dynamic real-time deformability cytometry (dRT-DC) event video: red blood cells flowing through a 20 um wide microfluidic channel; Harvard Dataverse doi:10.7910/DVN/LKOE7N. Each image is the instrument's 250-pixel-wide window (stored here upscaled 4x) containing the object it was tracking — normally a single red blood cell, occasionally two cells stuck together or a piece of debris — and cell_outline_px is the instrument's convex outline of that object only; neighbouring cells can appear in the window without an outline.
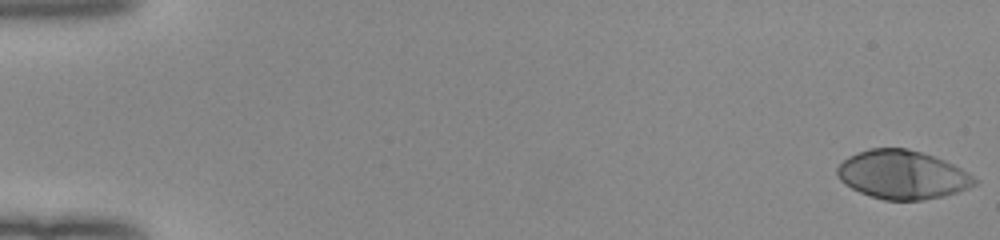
{"species": "human", "species_latin": "Homo sapiens", "temperature_condition": "room temperature", "stored_images_in_passage": 52, "camera_frame_rate_fps": 3000, "um_per_image_px": 0.085, "donor": {"sex": "female"}, "frame": {"image": 1, "passage_image": 1, "time_ms": 0.0, "image_size_px": [1000, 240], "cell_outline_px": [[980, 180], [976, 184], [968, 188], [944, 196], [920, 200], [884, 200], [860, 192], [844, 184], [840, 180], [836, 172], [836, 168], [848, 156], [856, 152], [868, 148], [908, 148], [944, 160], [968, 172]], "centroid_in_image_um": [76.7, 14.84], "position_along_channel_um": 8.3, "area_um2": 38.9}}
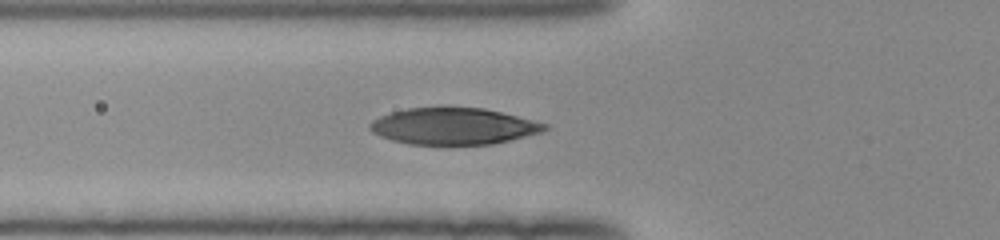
{"frame": {"image": 2, "passage_image": 20, "time_ms": 6.333, "image_size_px": [1000, 240], "cell_outline_px": [[548, 128], [544, 132], [492, 144], [408, 144], [392, 140], [380, 136], [372, 132], [368, 128], [368, 124], [372, 120], [380, 116], [392, 112], [408, 108], [484, 108], [548, 124]], "centroid_in_image_um": [38.53, 10.73], "position_along_channel_um": 87.3, "area_um2": 36.99}}
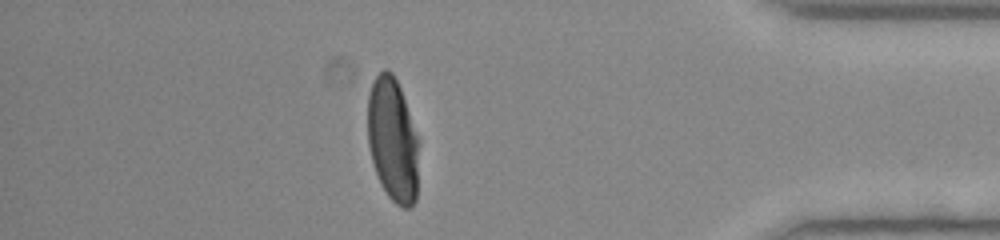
{"frame": {"image": 3, "passage_image": 46, "time_ms": 15.0, "image_size_px": [1000, 240], "cell_outline_px": [[416, 200], [408, 208], [404, 208], [396, 204], [388, 196], [380, 184], [372, 160], [368, 144], [368, 92], [372, 80], [384, 68], [388, 68], [392, 72], [400, 88], [416, 136]], "centroid_in_image_um": [33.32, 11.86], "position_along_channel_um": 401.9, "area_um2": 36.13}, "authors_computed_cell_mechanics": {"area_um2": 38.4948, "velocity_mm_per_s": 4.0102, "shape_relaxation_time_tau1_ms": 3.1118, "shape_relaxation_time_tau2_ms": null, "deformation_change_tau1": 0.2166, "deformation_change_tau2": null}}